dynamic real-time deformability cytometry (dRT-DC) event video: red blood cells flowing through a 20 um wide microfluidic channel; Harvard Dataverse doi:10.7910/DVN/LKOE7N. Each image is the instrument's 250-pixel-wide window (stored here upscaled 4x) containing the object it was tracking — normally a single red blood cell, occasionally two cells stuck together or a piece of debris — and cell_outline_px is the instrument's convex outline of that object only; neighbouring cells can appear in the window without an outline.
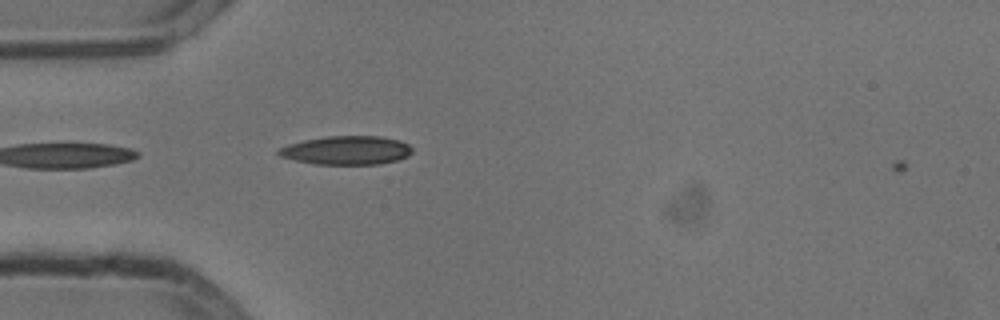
{"species": "common noctule bat (a hibernating species)", "species_latin": "Nyctalus noctula", "temperature_condition": "cold", "stored_images_in_passage": 4, "camera_frame_rate_fps": 3000, "um_per_image_px": 0.085, "animal": {"sex": "male", "body_mass_g": 13.3}, "frame": {"image": 1, "passage_image": 3, "time_ms": 0.667, "image_size_px": [1000, 320], "cell_outline_px": [[412, 152], [396, 160], [376, 164], [316, 164], [296, 160], [280, 156], [276, 152], [280, 148], [304, 140], [328, 136], [376, 136], [396, 140], [408, 144], [412, 148]], "centroid_in_image_um": [29.44, 12.77], "position_along_channel_um": 55.6, "area_um2": 21.79}}